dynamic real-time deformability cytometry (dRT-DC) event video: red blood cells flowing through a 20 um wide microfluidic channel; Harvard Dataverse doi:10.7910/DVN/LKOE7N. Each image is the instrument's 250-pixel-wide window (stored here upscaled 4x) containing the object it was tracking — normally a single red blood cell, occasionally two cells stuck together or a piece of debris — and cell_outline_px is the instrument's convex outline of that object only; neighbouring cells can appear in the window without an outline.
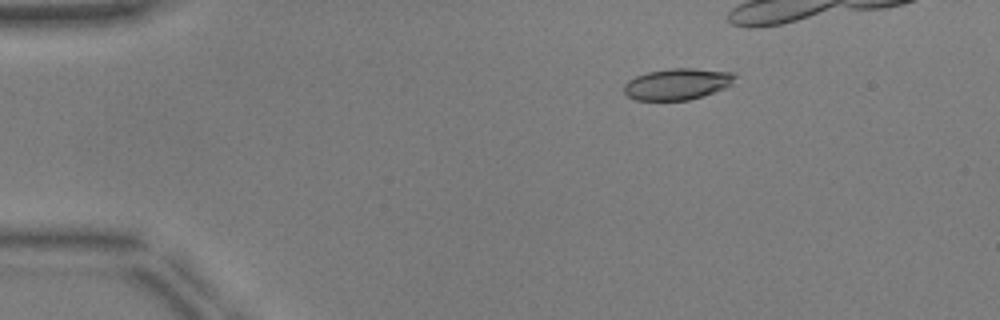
{"species": "common noctule bat (a hibernating species)", "species_latin": "Nyctalus noctula", "temperature_condition": "warm", "stored_images_in_passage": 34, "camera_frame_rate_fps": 3000, "um_per_image_px": 0.085, "animal": {"sex": "male", "body_mass_g": 17.9, "forearm_length_mm": 54.2}, "frame": {"image": 1, "passage_image": 1, "time_ms": 0.0, "image_size_px": [1000, 320], "cell_outline_px": [[736, 76], [732, 84], [724, 88], [688, 100], [636, 100], [628, 96], [624, 92], [624, 84], [628, 80], [636, 76], [648, 72], [672, 68], [692, 68], [732, 72]], "centroid_in_image_um": [57.55, 7.14], "position_along_channel_um": 27.4, "area_um2": 20.06}}